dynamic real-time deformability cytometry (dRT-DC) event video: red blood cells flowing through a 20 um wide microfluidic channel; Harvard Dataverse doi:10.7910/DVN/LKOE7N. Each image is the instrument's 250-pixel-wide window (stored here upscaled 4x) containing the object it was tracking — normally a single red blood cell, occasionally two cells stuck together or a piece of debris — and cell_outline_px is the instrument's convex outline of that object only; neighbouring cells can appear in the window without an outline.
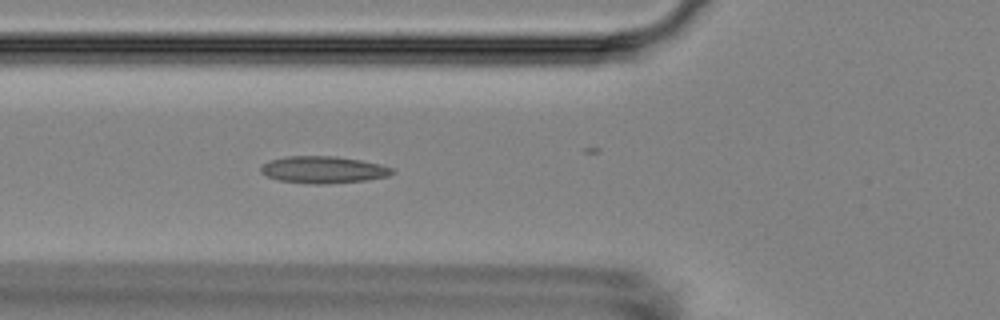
{"species": "Egyptian fruit bat (a non-hibernating species)", "species_latin": "Rousettus aegyptiacus", "temperature_condition": "room temperature", "stored_images_in_passage": 5, "camera_frame_rate_fps": 3000, "um_per_image_px": 0.085, "animal": {"sex": "female"}, "frame": {"image": 1, "passage_image": 5, "time_ms": 4.333, "image_size_px": [1000, 320], "cell_outline_px": [[396, 172], [388, 176], [368, 180], [328, 184], [312, 184], [276, 180], [260, 172], [260, 168], [264, 164], [272, 160], [284, 156], [336, 156], [360, 160], [380, 164], [392, 168]], "centroid_in_image_um": [27.5, 14.43], "position_along_channel_um": 98.3, "area_um2": 20.75}}